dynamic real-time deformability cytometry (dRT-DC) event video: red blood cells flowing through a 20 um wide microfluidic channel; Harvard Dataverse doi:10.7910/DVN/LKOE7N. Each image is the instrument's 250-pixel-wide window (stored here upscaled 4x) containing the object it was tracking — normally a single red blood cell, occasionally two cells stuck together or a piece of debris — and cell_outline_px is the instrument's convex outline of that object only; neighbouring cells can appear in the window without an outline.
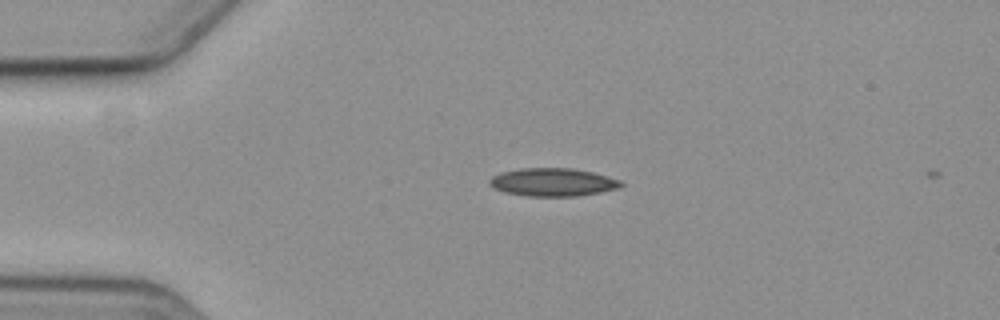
{"species": "common noctule bat (a hibernating species)", "species_latin": "Nyctalus noctula", "temperature_condition": "cold", "stored_images_in_passage": 4, "camera_frame_rate_fps": 3000, "um_per_image_px": 0.085, "animal": {"sex": "female", "body_mass_g": 19.3, "forearm_length_mm": 54.1}, "frame": {"image": 1, "passage_image": 3, "time_ms": 3.0, "image_size_px": [1000, 320], "cell_outline_px": [[624, 184], [620, 188], [600, 192], [576, 196], [528, 196], [504, 192], [488, 184], [488, 180], [492, 176], [500, 172], [520, 168], [572, 168], [592, 172], [608, 176], [620, 180]], "centroid_in_image_um": [46.98, 15.48], "position_along_channel_um": 38.0, "area_um2": 21.56}}